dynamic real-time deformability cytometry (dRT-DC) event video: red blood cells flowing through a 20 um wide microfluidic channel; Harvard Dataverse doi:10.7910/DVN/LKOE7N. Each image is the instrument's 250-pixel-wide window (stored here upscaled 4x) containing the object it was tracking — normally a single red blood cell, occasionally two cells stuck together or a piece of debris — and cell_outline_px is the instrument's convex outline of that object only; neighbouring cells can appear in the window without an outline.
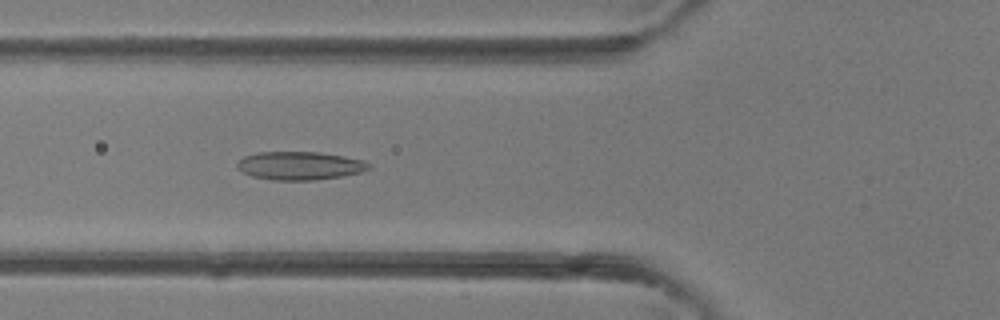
{"species": "common noctule bat (a hibernating species)", "species_latin": "Nyctalus noctula", "temperature_condition": "room temperature", "stored_images_in_passage": 36, "camera_frame_rate_fps": 3000, "um_per_image_px": 0.085, "animal": {"sex": "female"}, "frame": {"image": 1, "passage_image": 10, "time_ms": 3.0, "image_size_px": [1000, 320], "cell_outline_px": [[372, 168], [360, 172], [340, 176], [312, 180], [272, 180], [252, 176], [236, 168], [236, 164], [244, 156], [256, 152], [320, 152], [344, 156], [364, 160]], "centroid_in_image_um": [25.46, 14.07], "position_along_channel_um": 100.3, "area_um2": 21.62}}
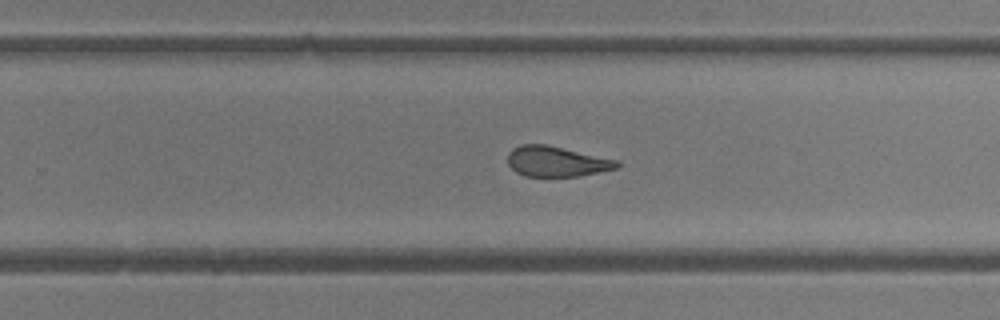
{"frame": {"image": 2, "passage_image": 21, "time_ms": 6.667, "image_size_px": [1000, 320], "cell_outline_px": [[620, 164], [616, 168], [600, 172], [580, 176], [524, 176], [516, 172], [508, 164], [508, 152], [512, 148], [520, 144], [544, 144], [620, 160]], "centroid_in_image_um": [47.3, 13.72], "position_along_channel_um": 282.5, "area_um2": 19.36}}
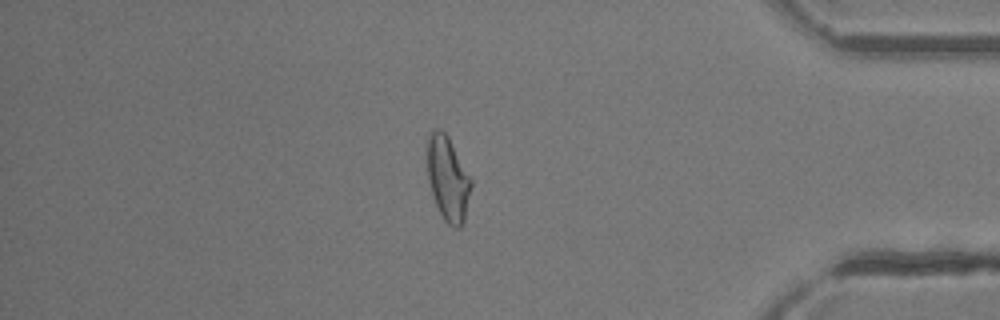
{"frame": {"image": 3, "passage_image": 30, "time_ms": 9.667, "image_size_px": [1000, 320], "cell_outline_px": [[472, 184], [464, 220], [460, 228], [456, 228], [448, 224], [444, 220], [432, 196], [428, 180], [428, 132], [432, 128], [440, 128], [448, 136], [472, 180]], "centroid_in_image_um": [38.06, 15.16], "position_along_channel_um": 397.1, "area_um2": 21.5}}